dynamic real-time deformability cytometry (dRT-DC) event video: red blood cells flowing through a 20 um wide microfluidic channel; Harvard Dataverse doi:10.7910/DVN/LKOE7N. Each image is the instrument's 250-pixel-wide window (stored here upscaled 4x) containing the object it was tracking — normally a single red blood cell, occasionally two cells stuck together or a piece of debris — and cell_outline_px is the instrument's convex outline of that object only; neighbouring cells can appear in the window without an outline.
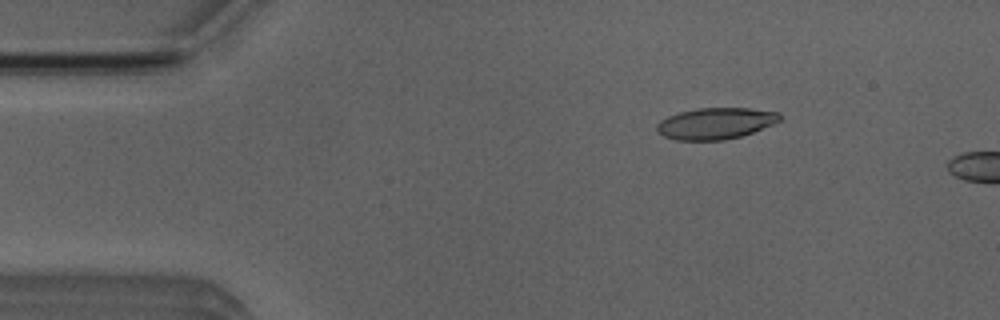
{"species": "Egyptian fruit bat (a non-hibernating species)", "species_latin": "Rousettus aegyptiacus", "temperature_condition": "room temperature", "stored_images_in_passage": 11, "camera_frame_rate_fps": 3000, "um_per_image_px": 0.085, "animal": {"sex": "male"}, "frame": {"image": 1, "passage_image": 8, "time_ms": 2.333, "image_size_px": [1000, 320], "cell_outline_px": [[784, 116], [780, 120], [772, 124], [752, 132], [740, 136], [724, 140], [676, 140], [664, 136], [656, 132], [656, 124], [660, 120], [668, 116], [680, 112], [696, 108], [748, 108], [780, 112]], "centroid_in_image_um": [60.81, 10.48], "position_along_channel_um": 24.2, "area_um2": 22.54}}